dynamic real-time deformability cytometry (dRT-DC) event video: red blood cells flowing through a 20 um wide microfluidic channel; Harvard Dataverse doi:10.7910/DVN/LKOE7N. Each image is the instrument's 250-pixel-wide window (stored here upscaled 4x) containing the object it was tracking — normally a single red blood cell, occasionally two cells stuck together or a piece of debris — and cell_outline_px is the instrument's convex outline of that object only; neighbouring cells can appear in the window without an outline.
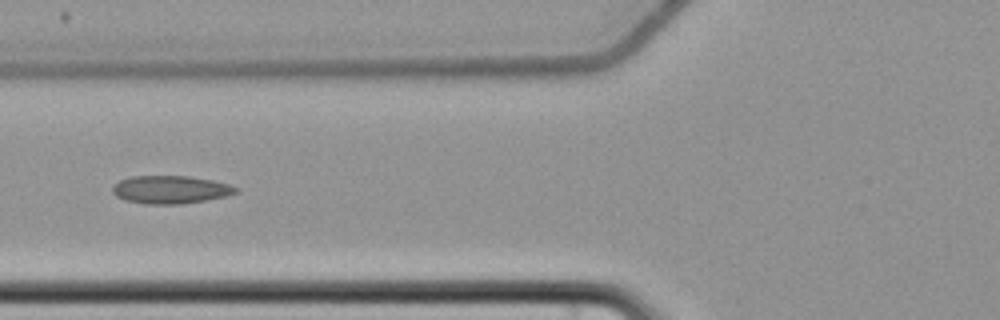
{"species": "common noctule bat (a hibernating species)", "species_latin": "Nyctalus noctula", "temperature_condition": "cold", "stored_images_in_passage": 8, "camera_frame_rate_fps": 3000, "um_per_image_px": 0.085, "animal": {"sex": "female", "body_mass_g": 22.7, "forearm_length_mm": 54.2}, "frame": {"image": 1, "passage_image": 6, "time_ms": 7.0, "image_size_px": [1000, 320], "cell_outline_px": [[240, 188], [236, 192], [228, 196], [180, 204], [144, 204], [124, 200], [116, 196], [112, 192], [112, 188], [120, 180], [132, 176], [188, 176], [212, 180], [228, 184]], "centroid_in_image_um": [14.49, 16.12], "position_along_channel_um": 111.3, "area_um2": 20.06}}
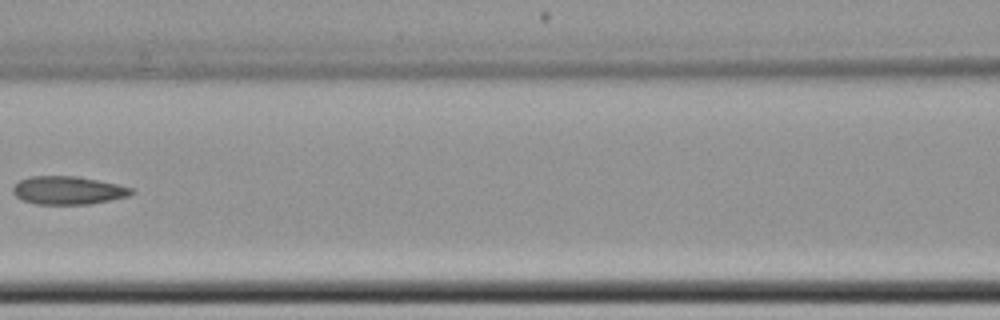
{"frame": {"image": 2, "passage_image": 7, "time_ms": 8.333, "image_size_px": [1000, 320], "cell_outline_px": [[136, 192], [128, 196], [88, 204], [36, 204], [24, 200], [16, 196], [12, 192], [12, 188], [20, 180], [28, 176], [76, 176], [116, 184], [132, 188]], "centroid_in_image_um": [5.76, 16.17], "position_along_channel_um": 160.8, "area_um2": 19.25}}
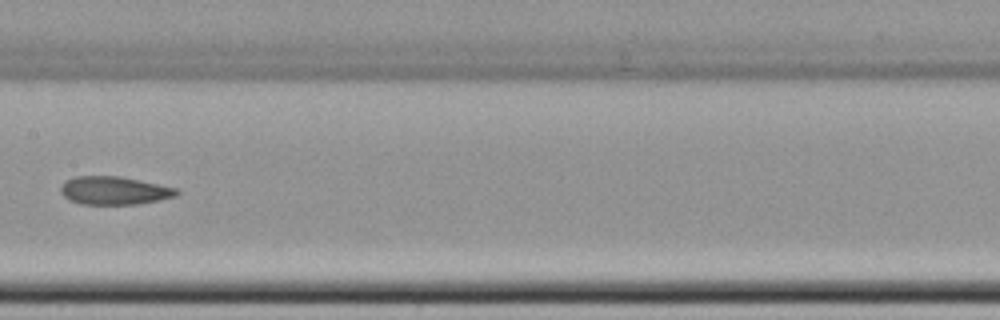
{"frame": {"image": 3, "passage_image": 8, "time_ms": 9.333, "image_size_px": [1000, 320], "cell_outline_px": [[180, 192], [176, 196], [160, 200], [136, 204], [80, 204], [68, 200], [60, 192], [60, 188], [64, 180], [76, 176], [120, 176], [180, 188]], "centroid_in_image_um": [9.72, 16.19], "position_along_channel_um": 197.7, "area_um2": 19.31}}